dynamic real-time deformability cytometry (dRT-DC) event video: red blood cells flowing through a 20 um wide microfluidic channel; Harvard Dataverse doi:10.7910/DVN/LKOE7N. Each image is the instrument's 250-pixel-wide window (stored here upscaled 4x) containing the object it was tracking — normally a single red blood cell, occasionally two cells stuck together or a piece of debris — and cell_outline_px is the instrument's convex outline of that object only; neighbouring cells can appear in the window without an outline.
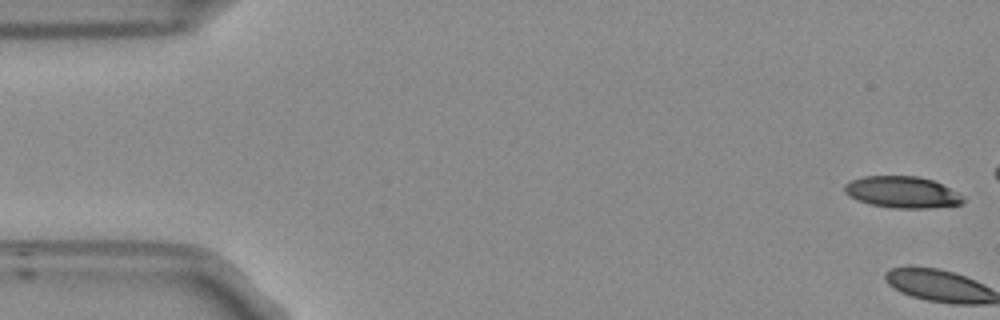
{"species": "Egyptian fruit bat (a non-hibernating species)", "species_latin": "Rousettus aegyptiacus", "temperature_condition": "room temperature", "stored_images_in_passage": 3, "camera_frame_rate_fps": 3000, "um_per_image_px": 0.085, "frame": {"image": 1, "passage_image": 1, "time_ms": 0.0, "image_size_px": [1000, 320], "cell_outline_px": [[964, 204], [928, 208], [896, 208], [872, 204], [848, 196], [844, 192], [844, 184], [852, 180], [864, 176], [920, 176], [932, 180], [964, 196]], "centroid_in_image_um": [76.69, 16.33], "position_along_channel_um": 8.3, "area_um2": 21.62}}